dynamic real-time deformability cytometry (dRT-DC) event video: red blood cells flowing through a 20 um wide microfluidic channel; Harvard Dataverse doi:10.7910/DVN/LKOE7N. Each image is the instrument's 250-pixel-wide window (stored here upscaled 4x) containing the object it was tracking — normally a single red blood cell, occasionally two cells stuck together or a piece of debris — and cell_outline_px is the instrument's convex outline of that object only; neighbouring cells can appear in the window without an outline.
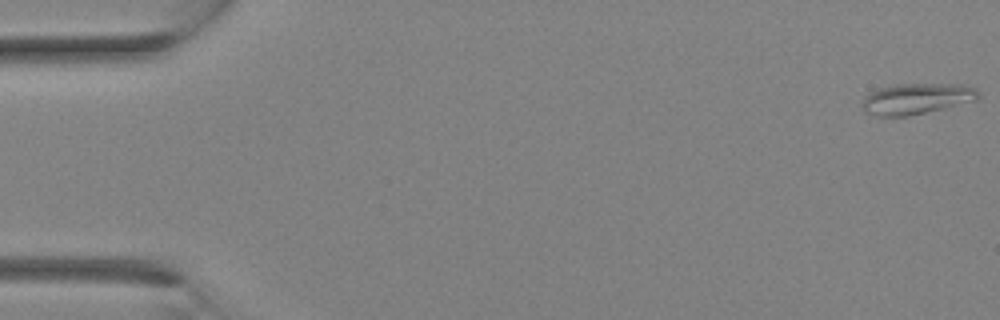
{"species": "Egyptian fruit bat (a non-hibernating species)", "species_latin": "Rousettus aegyptiacus", "temperature_condition": "room temperature", "stored_images_in_passage": 4, "camera_frame_rate_fps": 3000, "um_per_image_px": 0.085, "animal": {"sex": "female"}, "frame": {"image": 1, "passage_image": 1, "time_ms": 0.0, "image_size_px": [1000, 320], "cell_outline_px": [[980, 96], [976, 100], [944, 108], [908, 116], [876, 116], [864, 112], [860, 104], [864, 96], [868, 92], [880, 88], [896, 84], [964, 84], [976, 88], [980, 92]], "centroid_in_image_um": [77.88, 8.39], "position_along_channel_um": 7.1, "area_um2": 21.15}}